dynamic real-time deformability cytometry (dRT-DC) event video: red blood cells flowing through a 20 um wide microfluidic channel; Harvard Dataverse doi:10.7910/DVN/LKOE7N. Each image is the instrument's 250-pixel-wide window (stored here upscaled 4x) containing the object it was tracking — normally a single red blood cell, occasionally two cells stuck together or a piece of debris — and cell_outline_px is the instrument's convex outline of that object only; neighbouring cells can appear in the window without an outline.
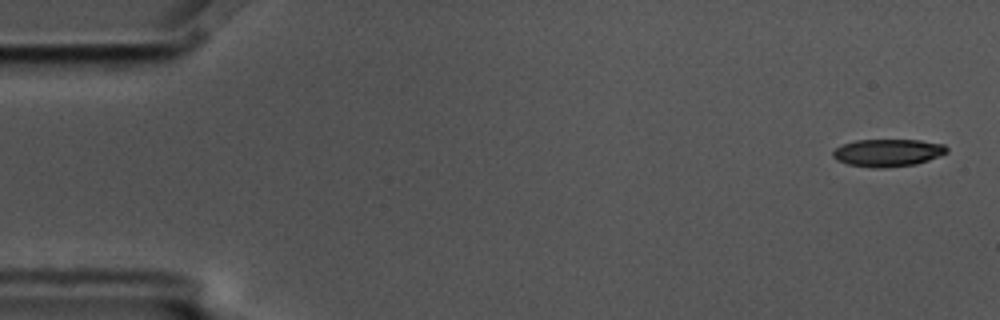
{"species": "common noctule bat (a hibernating species)", "species_latin": "Nyctalus noctula", "temperature_condition": "cold", "stored_images_in_passage": 4, "camera_frame_rate_fps": 3000, "um_per_image_px": 0.085, "animal": {"sex": "male", "body_mass_g": 17.5, "forearm_length_mm": 52.3}, "frame": {"image": 1, "passage_image": 1, "time_ms": 0.0, "image_size_px": [1000, 320], "cell_outline_px": [[948, 152], [940, 156], [916, 164], [884, 168], [876, 168], [848, 164], [836, 160], [832, 156], [832, 152], [836, 148], [844, 144], [856, 140], [920, 140], [944, 144], [948, 148]], "centroid_in_image_um": [75.48, 12.98], "position_along_channel_um": 9.5, "area_um2": 18.26}}
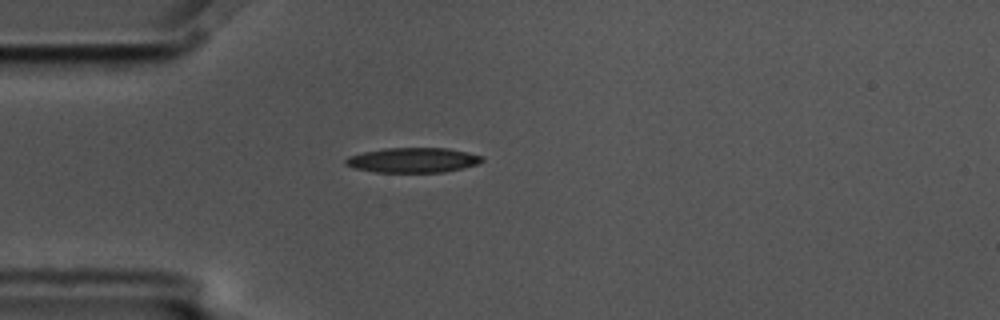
{"frame": {"image": 2, "passage_image": 4, "time_ms": 1.0, "image_size_px": [1000, 320], "cell_outline_px": [[484, 160], [476, 164], [444, 172], [376, 172], [356, 168], [344, 164], [344, 160], [348, 156], [364, 152], [384, 148], [448, 148], [468, 152], [484, 156]], "centroid_in_image_um": [35.1, 13.6], "position_along_channel_um": 49.9, "area_um2": 19.71}}